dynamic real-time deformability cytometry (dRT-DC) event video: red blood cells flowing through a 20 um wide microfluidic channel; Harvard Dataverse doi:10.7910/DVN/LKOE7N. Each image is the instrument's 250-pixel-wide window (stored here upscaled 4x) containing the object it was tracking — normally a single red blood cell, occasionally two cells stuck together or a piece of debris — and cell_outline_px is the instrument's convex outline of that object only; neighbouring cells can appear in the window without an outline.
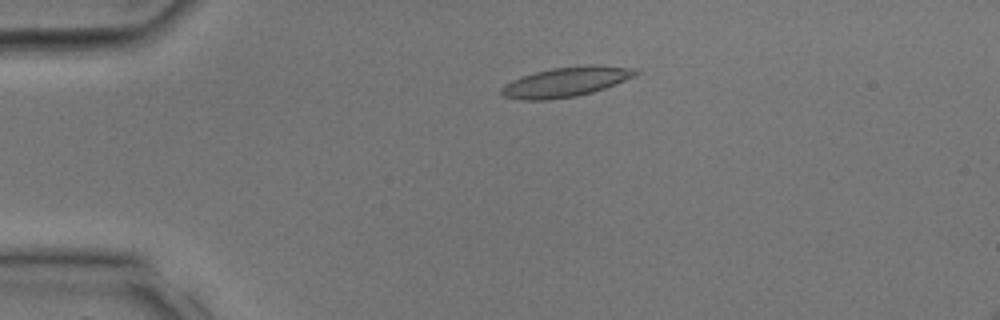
{"species": "common noctule bat (a hibernating species)", "species_latin": "Nyctalus noctula", "temperature_condition": "room temperature", "stored_images_in_passage": 1, "camera_frame_rate_fps": 3000, "um_per_image_px": 0.085, "animal": {"sex": "male", "body_mass_g": 17.9, "forearm_length_mm": 54.2}, "frame": {"image": 1, "passage_image": 1, "time_ms": 0.0, "image_size_px": [1000, 320], "cell_outline_px": [[616, 80], [608, 84], [584, 92], [564, 96], [528, 96], [568, 68], [608, 68]], "centroid_in_image_um": [48.93, 6.97], "position_along_channel_um": 36.1, "area_um2": 10.92}}